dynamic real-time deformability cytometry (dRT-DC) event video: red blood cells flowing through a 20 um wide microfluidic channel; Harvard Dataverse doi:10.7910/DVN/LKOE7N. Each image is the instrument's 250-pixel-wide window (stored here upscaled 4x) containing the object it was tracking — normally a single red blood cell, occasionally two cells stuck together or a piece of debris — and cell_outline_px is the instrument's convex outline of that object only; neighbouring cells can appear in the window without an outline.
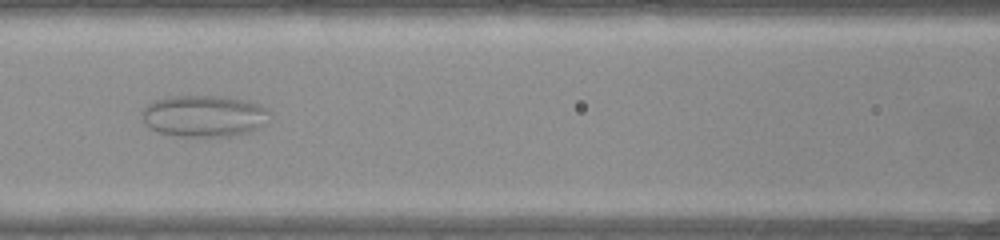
{"species": "common noctule bat (a hibernating species)", "species_latin": "Nyctalus noctula", "temperature_condition": "warm", "stored_images_in_passage": 38, "camera_frame_rate_fps": 3000, "um_per_image_px": 0.085, "animal": {"sex": "female", "body_mass_g": 22.0, "forearm_length_mm": 56.7}, "frame": {"image": 1, "passage_image": 8, "time_ms": 2.333, "image_size_px": [1000, 240], "cell_outline_px": [[268, 112], [260, 128], [248, 132], [228, 136], [176, 136], [160, 132], [148, 128], [144, 124], [140, 112], [152, 100], [172, 96], [224, 96], [248, 100], [264, 108]], "centroid_in_image_um": [17.25, 9.85], "position_along_channel_um": 149.3, "area_um2": 30.87}}
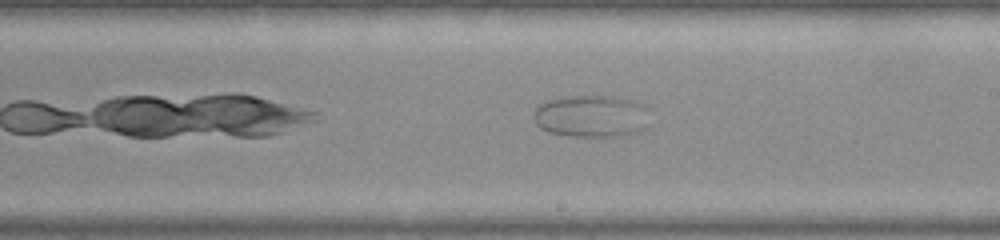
{"frame": {"image": 2, "passage_image": 15, "time_ms": 4.667, "image_size_px": [1000, 240], "cell_outline_px": [[648, 128], [636, 132], [620, 136], [568, 136], [548, 132], [540, 128], [536, 124], [536, 108], [540, 104], [548, 100], [572, 96], [612, 96], [644, 104], [648, 108]], "centroid_in_image_um": [50.32, 9.88], "position_along_channel_um": 238.7, "area_um2": 28.5}}
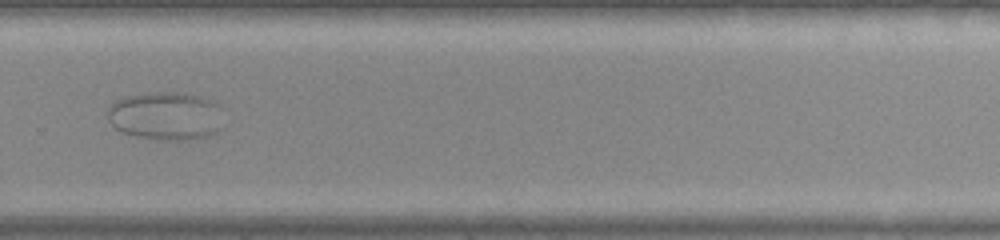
{"frame": {"image": 3, "passage_image": 21, "time_ms": 6.667, "image_size_px": [1000, 240], "cell_outline_px": [[224, 108], [220, 132], [208, 136], [184, 140], [156, 140], [136, 136], [120, 132], [108, 120], [108, 108], [112, 100], [124, 96], [156, 92], [172, 92], [196, 96], [212, 100], [220, 104]], "centroid_in_image_um": [14.11, 9.86], "position_along_channel_um": 315.7, "area_um2": 33.23}}